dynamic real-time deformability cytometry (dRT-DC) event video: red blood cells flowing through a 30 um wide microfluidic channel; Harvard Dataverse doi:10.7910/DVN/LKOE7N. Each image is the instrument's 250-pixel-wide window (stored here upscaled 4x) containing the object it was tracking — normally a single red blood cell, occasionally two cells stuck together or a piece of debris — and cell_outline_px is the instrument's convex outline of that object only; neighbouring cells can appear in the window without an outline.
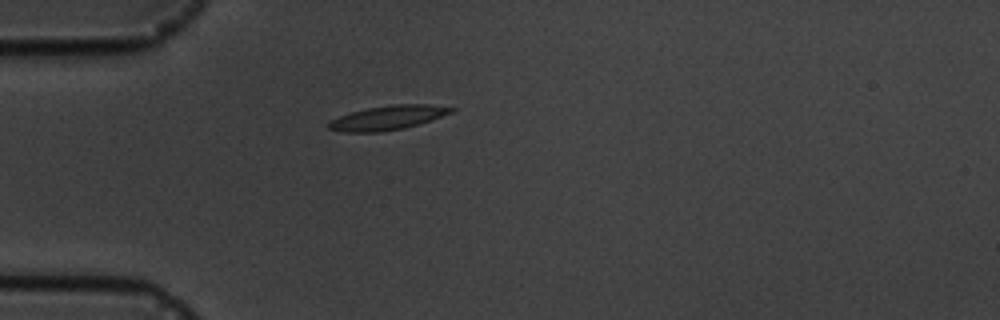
{"species": "common noctule bat (a hibernating species)", "species_latin": "Nyctalus noctula", "temperature_condition": "cold", "stored_images_in_passage": 2, "camera_frame_rate_fps": 3000, "um_per_image_px": 0.085, "animal": {"sex": "male", "body_mass_g": 19.5, "forearm_length_mm": 54.6}, "frame": {"image": 1, "passage_image": 1, "time_ms": 0.0, "image_size_px": [1000, 320], "cell_outline_px": [[460, 108], [452, 112], [432, 120], [404, 128], [380, 132], [344, 132], [328, 128], [328, 120], [352, 112], [368, 108], [392, 104], [428, 104]], "centroid_in_image_um": [32.99, 10.0], "position_along_channel_um": 52.0, "area_um2": 17.34}}